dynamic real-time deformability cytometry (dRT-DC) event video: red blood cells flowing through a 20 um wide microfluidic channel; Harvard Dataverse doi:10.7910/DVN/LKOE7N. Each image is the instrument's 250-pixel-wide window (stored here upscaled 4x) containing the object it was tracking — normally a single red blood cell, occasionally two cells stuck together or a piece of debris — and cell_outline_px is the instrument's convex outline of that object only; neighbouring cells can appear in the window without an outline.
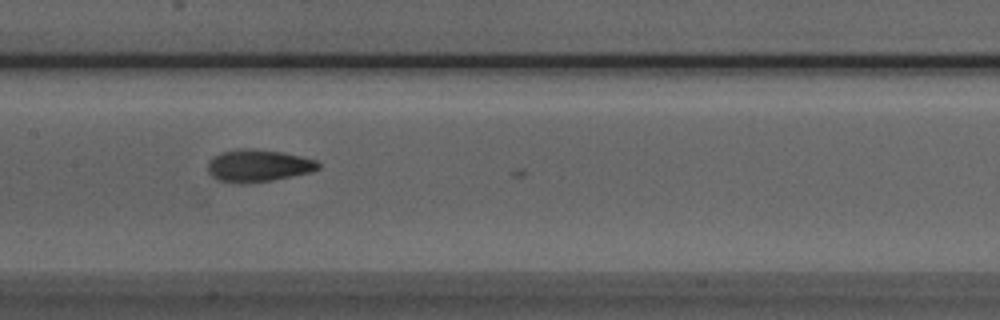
{"species": "Egyptian fruit bat (a non-hibernating species)", "species_latin": "Rousettus aegyptiacus", "temperature_condition": "room temperature", "stored_images_in_passage": 26, "camera_frame_rate_fps": 3000, "um_per_image_px": 0.085, "animal": {"sex": "male"}, "frame": {"image": 1, "passage_image": 25, "time_ms": 8.0, "image_size_px": [1000, 320], "cell_outline_px": [[320, 168], [312, 172], [272, 180], [244, 184], [220, 180], [212, 176], [208, 172], [208, 160], [212, 156], [220, 152], [236, 148], [252, 148], [284, 152], [316, 160], [320, 164]], "centroid_in_image_um": [21.93, 14.06], "position_along_channel_um": 185.5, "area_um2": 21.04}}